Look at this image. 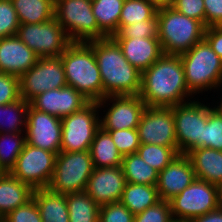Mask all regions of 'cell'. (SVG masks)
<instances>
[{"label": "cell", "instance_id": "obj_1", "mask_svg": "<svg viewBox=\"0 0 222 222\" xmlns=\"http://www.w3.org/2000/svg\"><path fill=\"white\" fill-rule=\"evenodd\" d=\"M139 96L151 107H173L191 101L195 95L186 85L180 56L163 54L145 69Z\"/></svg>", "mask_w": 222, "mask_h": 222}, {"label": "cell", "instance_id": "obj_2", "mask_svg": "<svg viewBox=\"0 0 222 222\" xmlns=\"http://www.w3.org/2000/svg\"><path fill=\"white\" fill-rule=\"evenodd\" d=\"M95 54L106 96L139 95L142 73L124 57L112 37L87 43Z\"/></svg>", "mask_w": 222, "mask_h": 222}, {"label": "cell", "instance_id": "obj_3", "mask_svg": "<svg viewBox=\"0 0 222 222\" xmlns=\"http://www.w3.org/2000/svg\"><path fill=\"white\" fill-rule=\"evenodd\" d=\"M66 82L90 102L103 99V86L93 49L87 43H71L61 55Z\"/></svg>", "mask_w": 222, "mask_h": 222}, {"label": "cell", "instance_id": "obj_4", "mask_svg": "<svg viewBox=\"0 0 222 222\" xmlns=\"http://www.w3.org/2000/svg\"><path fill=\"white\" fill-rule=\"evenodd\" d=\"M157 19L158 39L166 55H181L204 39L206 27L173 7L158 9Z\"/></svg>", "mask_w": 222, "mask_h": 222}, {"label": "cell", "instance_id": "obj_5", "mask_svg": "<svg viewBox=\"0 0 222 222\" xmlns=\"http://www.w3.org/2000/svg\"><path fill=\"white\" fill-rule=\"evenodd\" d=\"M179 56L184 68L186 85L195 96L208 90H220L222 59L205 39Z\"/></svg>", "mask_w": 222, "mask_h": 222}, {"label": "cell", "instance_id": "obj_6", "mask_svg": "<svg viewBox=\"0 0 222 222\" xmlns=\"http://www.w3.org/2000/svg\"><path fill=\"white\" fill-rule=\"evenodd\" d=\"M54 17L71 43H88L107 37L98 28L91 0H55Z\"/></svg>", "mask_w": 222, "mask_h": 222}, {"label": "cell", "instance_id": "obj_7", "mask_svg": "<svg viewBox=\"0 0 222 222\" xmlns=\"http://www.w3.org/2000/svg\"><path fill=\"white\" fill-rule=\"evenodd\" d=\"M169 202L173 220L189 222L200 215L218 209L222 205L220 187L196 178Z\"/></svg>", "mask_w": 222, "mask_h": 222}, {"label": "cell", "instance_id": "obj_8", "mask_svg": "<svg viewBox=\"0 0 222 222\" xmlns=\"http://www.w3.org/2000/svg\"><path fill=\"white\" fill-rule=\"evenodd\" d=\"M93 170V160L89 151H60L56 156L54 173L47 188L65 195L84 192Z\"/></svg>", "mask_w": 222, "mask_h": 222}, {"label": "cell", "instance_id": "obj_9", "mask_svg": "<svg viewBox=\"0 0 222 222\" xmlns=\"http://www.w3.org/2000/svg\"><path fill=\"white\" fill-rule=\"evenodd\" d=\"M198 100H191L172 107L180 154H187L192 149L202 147L204 127L213 106L205 105Z\"/></svg>", "mask_w": 222, "mask_h": 222}, {"label": "cell", "instance_id": "obj_10", "mask_svg": "<svg viewBox=\"0 0 222 222\" xmlns=\"http://www.w3.org/2000/svg\"><path fill=\"white\" fill-rule=\"evenodd\" d=\"M100 109L97 102H89L81 110L61 119L63 152L89 151L100 129Z\"/></svg>", "mask_w": 222, "mask_h": 222}, {"label": "cell", "instance_id": "obj_11", "mask_svg": "<svg viewBox=\"0 0 222 222\" xmlns=\"http://www.w3.org/2000/svg\"><path fill=\"white\" fill-rule=\"evenodd\" d=\"M16 36L38 57H60L71 44L55 17L44 23L20 24Z\"/></svg>", "mask_w": 222, "mask_h": 222}, {"label": "cell", "instance_id": "obj_12", "mask_svg": "<svg viewBox=\"0 0 222 222\" xmlns=\"http://www.w3.org/2000/svg\"><path fill=\"white\" fill-rule=\"evenodd\" d=\"M57 153L25 143L10 174L33 190L47 188L51 182Z\"/></svg>", "mask_w": 222, "mask_h": 222}, {"label": "cell", "instance_id": "obj_13", "mask_svg": "<svg viewBox=\"0 0 222 222\" xmlns=\"http://www.w3.org/2000/svg\"><path fill=\"white\" fill-rule=\"evenodd\" d=\"M20 95L30 102L38 94L67 86L60 57H39L36 64L20 78Z\"/></svg>", "mask_w": 222, "mask_h": 222}, {"label": "cell", "instance_id": "obj_14", "mask_svg": "<svg viewBox=\"0 0 222 222\" xmlns=\"http://www.w3.org/2000/svg\"><path fill=\"white\" fill-rule=\"evenodd\" d=\"M97 103L99 109L110 105L107 111L103 110L106 112L103 118L100 117V127L104 131L137 128L147 107L139 95L106 96Z\"/></svg>", "mask_w": 222, "mask_h": 222}, {"label": "cell", "instance_id": "obj_15", "mask_svg": "<svg viewBox=\"0 0 222 222\" xmlns=\"http://www.w3.org/2000/svg\"><path fill=\"white\" fill-rule=\"evenodd\" d=\"M137 130L141 144L178 147L172 107L147 106Z\"/></svg>", "mask_w": 222, "mask_h": 222}, {"label": "cell", "instance_id": "obj_16", "mask_svg": "<svg viewBox=\"0 0 222 222\" xmlns=\"http://www.w3.org/2000/svg\"><path fill=\"white\" fill-rule=\"evenodd\" d=\"M26 143L53 153H59L62 140L61 119L38 111L29 105L27 110Z\"/></svg>", "mask_w": 222, "mask_h": 222}, {"label": "cell", "instance_id": "obj_17", "mask_svg": "<svg viewBox=\"0 0 222 222\" xmlns=\"http://www.w3.org/2000/svg\"><path fill=\"white\" fill-rule=\"evenodd\" d=\"M89 102L80 92L67 85L38 94L30 101V105L38 111L62 119L81 110Z\"/></svg>", "mask_w": 222, "mask_h": 222}, {"label": "cell", "instance_id": "obj_18", "mask_svg": "<svg viewBox=\"0 0 222 222\" xmlns=\"http://www.w3.org/2000/svg\"><path fill=\"white\" fill-rule=\"evenodd\" d=\"M126 184L121 166L94 168L85 192L99 205L118 202Z\"/></svg>", "mask_w": 222, "mask_h": 222}, {"label": "cell", "instance_id": "obj_19", "mask_svg": "<svg viewBox=\"0 0 222 222\" xmlns=\"http://www.w3.org/2000/svg\"><path fill=\"white\" fill-rule=\"evenodd\" d=\"M195 179L190 158L187 154L179 153L162 171L158 172L156 188L160 200H171Z\"/></svg>", "mask_w": 222, "mask_h": 222}, {"label": "cell", "instance_id": "obj_20", "mask_svg": "<svg viewBox=\"0 0 222 222\" xmlns=\"http://www.w3.org/2000/svg\"><path fill=\"white\" fill-rule=\"evenodd\" d=\"M38 58L16 35L0 39V72L20 78L36 64Z\"/></svg>", "mask_w": 222, "mask_h": 222}, {"label": "cell", "instance_id": "obj_21", "mask_svg": "<svg viewBox=\"0 0 222 222\" xmlns=\"http://www.w3.org/2000/svg\"><path fill=\"white\" fill-rule=\"evenodd\" d=\"M113 39L121 47L126 60L141 73L164 54L158 37Z\"/></svg>", "mask_w": 222, "mask_h": 222}, {"label": "cell", "instance_id": "obj_22", "mask_svg": "<svg viewBox=\"0 0 222 222\" xmlns=\"http://www.w3.org/2000/svg\"><path fill=\"white\" fill-rule=\"evenodd\" d=\"M198 179L222 186V151L199 147L187 153Z\"/></svg>", "mask_w": 222, "mask_h": 222}, {"label": "cell", "instance_id": "obj_23", "mask_svg": "<svg viewBox=\"0 0 222 222\" xmlns=\"http://www.w3.org/2000/svg\"><path fill=\"white\" fill-rule=\"evenodd\" d=\"M33 189L7 172L0 178V220L32 198Z\"/></svg>", "mask_w": 222, "mask_h": 222}, {"label": "cell", "instance_id": "obj_24", "mask_svg": "<svg viewBox=\"0 0 222 222\" xmlns=\"http://www.w3.org/2000/svg\"><path fill=\"white\" fill-rule=\"evenodd\" d=\"M32 197L39 209L42 222H69L65 194H57L48 188L35 189Z\"/></svg>", "mask_w": 222, "mask_h": 222}, {"label": "cell", "instance_id": "obj_25", "mask_svg": "<svg viewBox=\"0 0 222 222\" xmlns=\"http://www.w3.org/2000/svg\"><path fill=\"white\" fill-rule=\"evenodd\" d=\"M89 152L94 168L121 166L122 154L118 151L110 134L101 127L95 134Z\"/></svg>", "mask_w": 222, "mask_h": 222}, {"label": "cell", "instance_id": "obj_26", "mask_svg": "<svg viewBox=\"0 0 222 222\" xmlns=\"http://www.w3.org/2000/svg\"><path fill=\"white\" fill-rule=\"evenodd\" d=\"M160 201L156 185L125 184L120 202L134 215L142 213L148 207Z\"/></svg>", "mask_w": 222, "mask_h": 222}, {"label": "cell", "instance_id": "obj_27", "mask_svg": "<svg viewBox=\"0 0 222 222\" xmlns=\"http://www.w3.org/2000/svg\"><path fill=\"white\" fill-rule=\"evenodd\" d=\"M20 24L44 23L54 18L55 0H11Z\"/></svg>", "mask_w": 222, "mask_h": 222}, {"label": "cell", "instance_id": "obj_28", "mask_svg": "<svg viewBox=\"0 0 222 222\" xmlns=\"http://www.w3.org/2000/svg\"><path fill=\"white\" fill-rule=\"evenodd\" d=\"M92 12L98 28L107 36L112 37L119 27L121 10L125 0H91Z\"/></svg>", "mask_w": 222, "mask_h": 222}, {"label": "cell", "instance_id": "obj_29", "mask_svg": "<svg viewBox=\"0 0 222 222\" xmlns=\"http://www.w3.org/2000/svg\"><path fill=\"white\" fill-rule=\"evenodd\" d=\"M121 168L127 183L157 184L158 171L147 164L138 153L123 156Z\"/></svg>", "mask_w": 222, "mask_h": 222}, {"label": "cell", "instance_id": "obj_30", "mask_svg": "<svg viewBox=\"0 0 222 222\" xmlns=\"http://www.w3.org/2000/svg\"><path fill=\"white\" fill-rule=\"evenodd\" d=\"M69 222H99L100 206L84 191L66 194Z\"/></svg>", "mask_w": 222, "mask_h": 222}, {"label": "cell", "instance_id": "obj_31", "mask_svg": "<svg viewBox=\"0 0 222 222\" xmlns=\"http://www.w3.org/2000/svg\"><path fill=\"white\" fill-rule=\"evenodd\" d=\"M29 105L23 98L0 105V133H25Z\"/></svg>", "mask_w": 222, "mask_h": 222}, {"label": "cell", "instance_id": "obj_32", "mask_svg": "<svg viewBox=\"0 0 222 222\" xmlns=\"http://www.w3.org/2000/svg\"><path fill=\"white\" fill-rule=\"evenodd\" d=\"M157 10L150 0H125L120 14L119 26L155 19Z\"/></svg>", "mask_w": 222, "mask_h": 222}, {"label": "cell", "instance_id": "obj_33", "mask_svg": "<svg viewBox=\"0 0 222 222\" xmlns=\"http://www.w3.org/2000/svg\"><path fill=\"white\" fill-rule=\"evenodd\" d=\"M25 143V133H0V165L6 172L15 166Z\"/></svg>", "mask_w": 222, "mask_h": 222}, {"label": "cell", "instance_id": "obj_34", "mask_svg": "<svg viewBox=\"0 0 222 222\" xmlns=\"http://www.w3.org/2000/svg\"><path fill=\"white\" fill-rule=\"evenodd\" d=\"M137 153L147 164L160 172L179 154V151L178 147L141 144Z\"/></svg>", "mask_w": 222, "mask_h": 222}, {"label": "cell", "instance_id": "obj_35", "mask_svg": "<svg viewBox=\"0 0 222 222\" xmlns=\"http://www.w3.org/2000/svg\"><path fill=\"white\" fill-rule=\"evenodd\" d=\"M202 147L222 151V116L212 109L204 127Z\"/></svg>", "mask_w": 222, "mask_h": 222}, {"label": "cell", "instance_id": "obj_36", "mask_svg": "<svg viewBox=\"0 0 222 222\" xmlns=\"http://www.w3.org/2000/svg\"><path fill=\"white\" fill-rule=\"evenodd\" d=\"M158 37V19H148L132 25L119 26L112 38Z\"/></svg>", "mask_w": 222, "mask_h": 222}, {"label": "cell", "instance_id": "obj_37", "mask_svg": "<svg viewBox=\"0 0 222 222\" xmlns=\"http://www.w3.org/2000/svg\"><path fill=\"white\" fill-rule=\"evenodd\" d=\"M106 132L110 134L122 156L137 153L141 145L137 128L110 130Z\"/></svg>", "mask_w": 222, "mask_h": 222}, {"label": "cell", "instance_id": "obj_38", "mask_svg": "<svg viewBox=\"0 0 222 222\" xmlns=\"http://www.w3.org/2000/svg\"><path fill=\"white\" fill-rule=\"evenodd\" d=\"M20 26L11 0H0V39L16 35Z\"/></svg>", "mask_w": 222, "mask_h": 222}, {"label": "cell", "instance_id": "obj_39", "mask_svg": "<svg viewBox=\"0 0 222 222\" xmlns=\"http://www.w3.org/2000/svg\"><path fill=\"white\" fill-rule=\"evenodd\" d=\"M170 202L160 200L142 213L134 216L133 222H173Z\"/></svg>", "mask_w": 222, "mask_h": 222}, {"label": "cell", "instance_id": "obj_40", "mask_svg": "<svg viewBox=\"0 0 222 222\" xmlns=\"http://www.w3.org/2000/svg\"><path fill=\"white\" fill-rule=\"evenodd\" d=\"M134 214L120 201L100 206L99 222H133Z\"/></svg>", "mask_w": 222, "mask_h": 222}, {"label": "cell", "instance_id": "obj_41", "mask_svg": "<svg viewBox=\"0 0 222 222\" xmlns=\"http://www.w3.org/2000/svg\"><path fill=\"white\" fill-rule=\"evenodd\" d=\"M21 99L19 77L0 72V105H7Z\"/></svg>", "mask_w": 222, "mask_h": 222}, {"label": "cell", "instance_id": "obj_42", "mask_svg": "<svg viewBox=\"0 0 222 222\" xmlns=\"http://www.w3.org/2000/svg\"><path fill=\"white\" fill-rule=\"evenodd\" d=\"M1 222H42V217L32 197L24 205L10 211L1 219Z\"/></svg>", "mask_w": 222, "mask_h": 222}, {"label": "cell", "instance_id": "obj_43", "mask_svg": "<svg viewBox=\"0 0 222 222\" xmlns=\"http://www.w3.org/2000/svg\"><path fill=\"white\" fill-rule=\"evenodd\" d=\"M173 8L187 17L200 21L205 26V7L203 0H175Z\"/></svg>", "mask_w": 222, "mask_h": 222}, {"label": "cell", "instance_id": "obj_44", "mask_svg": "<svg viewBox=\"0 0 222 222\" xmlns=\"http://www.w3.org/2000/svg\"><path fill=\"white\" fill-rule=\"evenodd\" d=\"M205 27L222 26V0H203Z\"/></svg>", "mask_w": 222, "mask_h": 222}, {"label": "cell", "instance_id": "obj_45", "mask_svg": "<svg viewBox=\"0 0 222 222\" xmlns=\"http://www.w3.org/2000/svg\"><path fill=\"white\" fill-rule=\"evenodd\" d=\"M204 39L213 51L222 59V26L206 27Z\"/></svg>", "mask_w": 222, "mask_h": 222}, {"label": "cell", "instance_id": "obj_46", "mask_svg": "<svg viewBox=\"0 0 222 222\" xmlns=\"http://www.w3.org/2000/svg\"><path fill=\"white\" fill-rule=\"evenodd\" d=\"M189 222H222V205L218 209L200 215Z\"/></svg>", "mask_w": 222, "mask_h": 222}, {"label": "cell", "instance_id": "obj_47", "mask_svg": "<svg viewBox=\"0 0 222 222\" xmlns=\"http://www.w3.org/2000/svg\"><path fill=\"white\" fill-rule=\"evenodd\" d=\"M157 9L173 7L175 0H150Z\"/></svg>", "mask_w": 222, "mask_h": 222}, {"label": "cell", "instance_id": "obj_48", "mask_svg": "<svg viewBox=\"0 0 222 222\" xmlns=\"http://www.w3.org/2000/svg\"><path fill=\"white\" fill-rule=\"evenodd\" d=\"M218 103H220V104H218ZM216 104H218V105L216 106ZM216 104H215V107L213 106V109L215 111H217L222 116V97H221L220 102H217Z\"/></svg>", "mask_w": 222, "mask_h": 222}, {"label": "cell", "instance_id": "obj_49", "mask_svg": "<svg viewBox=\"0 0 222 222\" xmlns=\"http://www.w3.org/2000/svg\"><path fill=\"white\" fill-rule=\"evenodd\" d=\"M7 172L5 169L0 165V178H2Z\"/></svg>", "mask_w": 222, "mask_h": 222}, {"label": "cell", "instance_id": "obj_50", "mask_svg": "<svg viewBox=\"0 0 222 222\" xmlns=\"http://www.w3.org/2000/svg\"><path fill=\"white\" fill-rule=\"evenodd\" d=\"M220 191H221V198H222V186L220 187Z\"/></svg>", "mask_w": 222, "mask_h": 222}]
</instances>
